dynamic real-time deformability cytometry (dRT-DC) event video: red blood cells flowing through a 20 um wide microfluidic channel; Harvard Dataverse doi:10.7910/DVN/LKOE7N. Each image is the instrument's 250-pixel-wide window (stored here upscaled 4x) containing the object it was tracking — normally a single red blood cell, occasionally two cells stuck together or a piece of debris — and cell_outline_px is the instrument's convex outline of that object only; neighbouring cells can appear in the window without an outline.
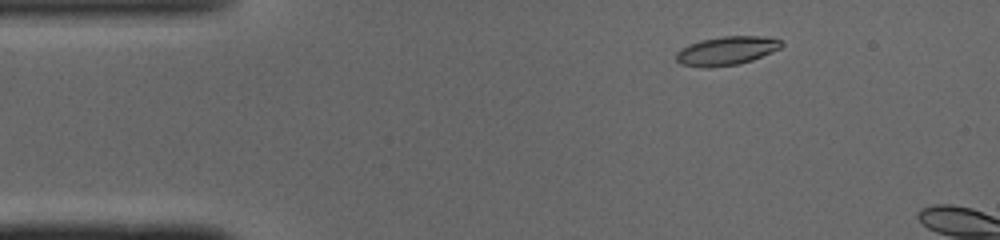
{"species": "common noctule bat (a hibernating species)", "species_latin": "Nyctalus noctula", "temperature_condition": "cold", "stored_images_in_passage": 7, "camera_frame_rate_fps": 3000, "um_per_image_px": 0.085, "animal": {"sex": "male", "body_mass_g": 19.0, "forearm_length_mm": 50.8}, "frame": {"image": 1, "passage_image": 4, "time_ms": 1.0, "image_size_px": [1000, 240], "cell_outline_px": [[784, 44], [780, 48], [772, 52], [752, 60], [736, 64], [708, 68], [680, 64], [676, 60], [676, 52], [680, 48], [700, 40], [724, 36], [760, 36], [780, 40]], "centroid_in_image_um": [61.73, 4.31], "position_along_channel_um": 23.3, "area_um2": 17.51}}